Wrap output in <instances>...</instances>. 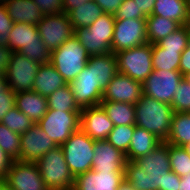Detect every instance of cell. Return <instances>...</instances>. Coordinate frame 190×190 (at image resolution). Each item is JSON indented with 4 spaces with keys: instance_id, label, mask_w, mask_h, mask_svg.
<instances>
[{
    "instance_id": "obj_1",
    "label": "cell",
    "mask_w": 190,
    "mask_h": 190,
    "mask_svg": "<svg viewBox=\"0 0 190 190\" xmlns=\"http://www.w3.org/2000/svg\"><path fill=\"white\" fill-rule=\"evenodd\" d=\"M170 171L169 144L162 142L149 154L127 161L124 180L134 190H164L165 177Z\"/></svg>"
},
{
    "instance_id": "obj_2",
    "label": "cell",
    "mask_w": 190,
    "mask_h": 190,
    "mask_svg": "<svg viewBox=\"0 0 190 190\" xmlns=\"http://www.w3.org/2000/svg\"><path fill=\"white\" fill-rule=\"evenodd\" d=\"M135 106V125L144 128L165 142L171 130L174 110L165 102L143 95Z\"/></svg>"
},
{
    "instance_id": "obj_3",
    "label": "cell",
    "mask_w": 190,
    "mask_h": 190,
    "mask_svg": "<svg viewBox=\"0 0 190 190\" xmlns=\"http://www.w3.org/2000/svg\"><path fill=\"white\" fill-rule=\"evenodd\" d=\"M7 46L39 64L50 63L51 51L44 45L36 25L13 23Z\"/></svg>"
},
{
    "instance_id": "obj_4",
    "label": "cell",
    "mask_w": 190,
    "mask_h": 190,
    "mask_svg": "<svg viewBox=\"0 0 190 190\" xmlns=\"http://www.w3.org/2000/svg\"><path fill=\"white\" fill-rule=\"evenodd\" d=\"M90 55L79 40L73 36L66 40L59 48L51 51L50 63L69 84L76 79L85 68Z\"/></svg>"
},
{
    "instance_id": "obj_5",
    "label": "cell",
    "mask_w": 190,
    "mask_h": 190,
    "mask_svg": "<svg viewBox=\"0 0 190 190\" xmlns=\"http://www.w3.org/2000/svg\"><path fill=\"white\" fill-rule=\"evenodd\" d=\"M115 16L104 13L87 28L74 29V36L90 56L111 53Z\"/></svg>"
},
{
    "instance_id": "obj_6",
    "label": "cell",
    "mask_w": 190,
    "mask_h": 190,
    "mask_svg": "<svg viewBox=\"0 0 190 190\" xmlns=\"http://www.w3.org/2000/svg\"><path fill=\"white\" fill-rule=\"evenodd\" d=\"M36 164L49 190H73L74 177L69 171L61 146L51 149Z\"/></svg>"
},
{
    "instance_id": "obj_7",
    "label": "cell",
    "mask_w": 190,
    "mask_h": 190,
    "mask_svg": "<svg viewBox=\"0 0 190 190\" xmlns=\"http://www.w3.org/2000/svg\"><path fill=\"white\" fill-rule=\"evenodd\" d=\"M94 143L95 140L79 129L72 133L69 139L61 145L65 161L74 178L91 170L94 157Z\"/></svg>"
},
{
    "instance_id": "obj_8",
    "label": "cell",
    "mask_w": 190,
    "mask_h": 190,
    "mask_svg": "<svg viewBox=\"0 0 190 190\" xmlns=\"http://www.w3.org/2000/svg\"><path fill=\"white\" fill-rule=\"evenodd\" d=\"M118 72L127 75L135 81L143 83L154 71L152 62V44L117 52Z\"/></svg>"
},
{
    "instance_id": "obj_9",
    "label": "cell",
    "mask_w": 190,
    "mask_h": 190,
    "mask_svg": "<svg viewBox=\"0 0 190 190\" xmlns=\"http://www.w3.org/2000/svg\"><path fill=\"white\" fill-rule=\"evenodd\" d=\"M80 115L81 111L48 109L37 124L57 146H61L80 129Z\"/></svg>"
},
{
    "instance_id": "obj_10",
    "label": "cell",
    "mask_w": 190,
    "mask_h": 190,
    "mask_svg": "<svg viewBox=\"0 0 190 190\" xmlns=\"http://www.w3.org/2000/svg\"><path fill=\"white\" fill-rule=\"evenodd\" d=\"M37 28L44 45L50 51L74 36V28L66 13L44 15Z\"/></svg>"
},
{
    "instance_id": "obj_11",
    "label": "cell",
    "mask_w": 190,
    "mask_h": 190,
    "mask_svg": "<svg viewBox=\"0 0 190 190\" xmlns=\"http://www.w3.org/2000/svg\"><path fill=\"white\" fill-rule=\"evenodd\" d=\"M146 43V19L115 20L111 45L114 54Z\"/></svg>"
},
{
    "instance_id": "obj_12",
    "label": "cell",
    "mask_w": 190,
    "mask_h": 190,
    "mask_svg": "<svg viewBox=\"0 0 190 190\" xmlns=\"http://www.w3.org/2000/svg\"><path fill=\"white\" fill-rule=\"evenodd\" d=\"M41 64L14 52L5 72L8 86L15 92L33 90V83Z\"/></svg>"
},
{
    "instance_id": "obj_13",
    "label": "cell",
    "mask_w": 190,
    "mask_h": 190,
    "mask_svg": "<svg viewBox=\"0 0 190 190\" xmlns=\"http://www.w3.org/2000/svg\"><path fill=\"white\" fill-rule=\"evenodd\" d=\"M182 79L180 71L154 70L142 83L143 95L171 105Z\"/></svg>"
},
{
    "instance_id": "obj_14",
    "label": "cell",
    "mask_w": 190,
    "mask_h": 190,
    "mask_svg": "<svg viewBox=\"0 0 190 190\" xmlns=\"http://www.w3.org/2000/svg\"><path fill=\"white\" fill-rule=\"evenodd\" d=\"M3 180L12 190H49L36 162L13 160Z\"/></svg>"
},
{
    "instance_id": "obj_15",
    "label": "cell",
    "mask_w": 190,
    "mask_h": 190,
    "mask_svg": "<svg viewBox=\"0 0 190 190\" xmlns=\"http://www.w3.org/2000/svg\"><path fill=\"white\" fill-rule=\"evenodd\" d=\"M69 86L81 109L100 105L103 92L99 82L95 80L94 68L88 62L76 79L69 83Z\"/></svg>"
},
{
    "instance_id": "obj_16",
    "label": "cell",
    "mask_w": 190,
    "mask_h": 190,
    "mask_svg": "<svg viewBox=\"0 0 190 190\" xmlns=\"http://www.w3.org/2000/svg\"><path fill=\"white\" fill-rule=\"evenodd\" d=\"M20 140V161L25 162H37L57 146L38 124L20 134Z\"/></svg>"
},
{
    "instance_id": "obj_17",
    "label": "cell",
    "mask_w": 190,
    "mask_h": 190,
    "mask_svg": "<svg viewBox=\"0 0 190 190\" xmlns=\"http://www.w3.org/2000/svg\"><path fill=\"white\" fill-rule=\"evenodd\" d=\"M142 94L141 82L118 72L104 90L102 101L124 102L135 105Z\"/></svg>"
},
{
    "instance_id": "obj_18",
    "label": "cell",
    "mask_w": 190,
    "mask_h": 190,
    "mask_svg": "<svg viewBox=\"0 0 190 190\" xmlns=\"http://www.w3.org/2000/svg\"><path fill=\"white\" fill-rule=\"evenodd\" d=\"M113 128V122L100 105L82 108L80 129L91 139L106 140Z\"/></svg>"
},
{
    "instance_id": "obj_19",
    "label": "cell",
    "mask_w": 190,
    "mask_h": 190,
    "mask_svg": "<svg viewBox=\"0 0 190 190\" xmlns=\"http://www.w3.org/2000/svg\"><path fill=\"white\" fill-rule=\"evenodd\" d=\"M124 172L89 170L74 178L73 190H118Z\"/></svg>"
},
{
    "instance_id": "obj_20",
    "label": "cell",
    "mask_w": 190,
    "mask_h": 190,
    "mask_svg": "<svg viewBox=\"0 0 190 190\" xmlns=\"http://www.w3.org/2000/svg\"><path fill=\"white\" fill-rule=\"evenodd\" d=\"M126 156L107 140H95L91 169L94 171L124 172Z\"/></svg>"
},
{
    "instance_id": "obj_21",
    "label": "cell",
    "mask_w": 190,
    "mask_h": 190,
    "mask_svg": "<svg viewBox=\"0 0 190 190\" xmlns=\"http://www.w3.org/2000/svg\"><path fill=\"white\" fill-rule=\"evenodd\" d=\"M15 107L37 124L48 110L47 97L34 90L17 92Z\"/></svg>"
},
{
    "instance_id": "obj_22",
    "label": "cell",
    "mask_w": 190,
    "mask_h": 190,
    "mask_svg": "<svg viewBox=\"0 0 190 190\" xmlns=\"http://www.w3.org/2000/svg\"><path fill=\"white\" fill-rule=\"evenodd\" d=\"M67 85L64 78L57 72V69L51 64H41L36 74L33 90L44 97H48L57 89Z\"/></svg>"
},
{
    "instance_id": "obj_23",
    "label": "cell",
    "mask_w": 190,
    "mask_h": 190,
    "mask_svg": "<svg viewBox=\"0 0 190 190\" xmlns=\"http://www.w3.org/2000/svg\"><path fill=\"white\" fill-rule=\"evenodd\" d=\"M5 7L14 23L37 26L44 16L33 0H8Z\"/></svg>"
},
{
    "instance_id": "obj_24",
    "label": "cell",
    "mask_w": 190,
    "mask_h": 190,
    "mask_svg": "<svg viewBox=\"0 0 190 190\" xmlns=\"http://www.w3.org/2000/svg\"><path fill=\"white\" fill-rule=\"evenodd\" d=\"M161 141L156 135L148 132L144 128L135 125L128 152L125 155L127 161H134L141 156L149 154L160 145Z\"/></svg>"
},
{
    "instance_id": "obj_25",
    "label": "cell",
    "mask_w": 190,
    "mask_h": 190,
    "mask_svg": "<svg viewBox=\"0 0 190 190\" xmlns=\"http://www.w3.org/2000/svg\"><path fill=\"white\" fill-rule=\"evenodd\" d=\"M88 63L94 68V76L96 82H99L102 92L107 85L118 73L116 55L111 52L107 54L94 55L89 57Z\"/></svg>"
},
{
    "instance_id": "obj_26",
    "label": "cell",
    "mask_w": 190,
    "mask_h": 190,
    "mask_svg": "<svg viewBox=\"0 0 190 190\" xmlns=\"http://www.w3.org/2000/svg\"><path fill=\"white\" fill-rule=\"evenodd\" d=\"M152 15L178 22L181 26L190 22L188 0H156Z\"/></svg>"
},
{
    "instance_id": "obj_27",
    "label": "cell",
    "mask_w": 190,
    "mask_h": 190,
    "mask_svg": "<svg viewBox=\"0 0 190 190\" xmlns=\"http://www.w3.org/2000/svg\"><path fill=\"white\" fill-rule=\"evenodd\" d=\"M180 27L181 25L174 20L162 16L149 15L146 18L147 41L148 43L156 44Z\"/></svg>"
},
{
    "instance_id": "obj_28",
    "label": "cell",
    "mask_w": 190,
    "mask_h": 190,
    "mask_svg": "<svg viewBox=\"0 0 190 190\" xmlns=\"http://www.w3.org/2000/svg\"><path fill=\"white\" fill-rule=\"evenodd\" d=\"M100 106L106 112L114 126L135 125V106L130 103L101 101Z\"/></svg>"
},
{
    "instance_id": "obj_29",
    "label": "cell",
    "mask_w": 190,
    "mask_h": 190,
    "mask_svg": "<svg viewBox=\"0 0 190 190\" xmlns=\"http://www.w3.org/2000/svg\"><path fill=\"white\" fill-rule=\"evenodd\" d=\"M104 11L94 0L72 9L68 15L74 29L87 28L96 21Z\"/></svg>"
},
{
    "instance_id": "obj_30",
    "label": "cell",
    "mask_w": 190,
    "mask_h": 190,
    "mask_svg": "<svg viewBox=\"0 0 190 190\" xmlns=\"http://www.w3.org/2000/svg\"><path fill=\"white\" fill-rule=\"evenodd\" d=\"M166 143L182 147L190 142V113L174 112Z\"/></svg>"
},
{
    "instance_id": "obj_31",
    "label": "cell",
    "mask_w": 190,
    "mask_h": 190,
    "mask_svg": "<svg viewBox=\"0 0 190 190\" xmlns=\"http://www.w3.org/2000/svg\"><path fill=\"white\" fill-rule=\"evenodd\" d=\"M182 52L177 50H163L157 44H152L153 69L179 71Z\"/></svg>"
},
{
    "instance_id": "obj_32",
    "label": "cell",
    "mask_w": 190,
    "mask_h": 190,
    "mask_svg": "<svg viewBox=\"0 0 190 190\" xmlns=\"http://www.w3.org/2000/svg\"><path fill=\"white\" fill-rule=\"evenodd\" d=\"M48 109L63 110L64 111H81L75 101L72 90L67 84L66 86L57 89L47 97Z\"/></svg>"
},
{
    "instance_id": "obj_33",
    "label": "cell",
    "mask_w": 190,
    "mask_h": 190,
    "mask_svg": "<svg viewBox=\"0 0 190 190\" xmlns=\"http://www.w3.org/2000/svg\"><path fill=\"white\" fill-rule=\"evenodd\" d=\"M170 169L181 178L190 174V155L183 147L169 144Z\"/></svg>"
},
{
    "instance_id": "obj_34",
    "label": "cell",
    "mask_w": 190,
    "mask_h": 190,
    "mask_svg": "<svg viewBox=\"0 0 190 190\" xmlns=\"http://www.w3.org/2000/svg\"><path fill=\"white\" fill-rule=\"evenodd\" d=\"M20 134L0 122V148L12 159L20 160Z\"/></svg>"
},
{
    "instance_id": "obj_35",
    "label": "cell",
    "mask_w": 190,
    "mask_h": 190,
    "mask_svg": "<svg viewBox=\"0 0 190 190\" xmlns=\"http://www.w3.org/2000/svg\"><path fill=\"white\" fill-rule=\"evenodd\" d=\"M134 130L135 125L114 126L106 140L126 155Z\"/></svg>"
},
{
    "instance_id": "obj_36",
    "label": "cell",
    "mask_w": 190,
    "mask_h": 190,
    "mask_svg": "<svg viewBox=\"0 0 190 190\" xmlns=\"http://www.w3.org/2000/svg\"><path fill=\"white\" fill-rule=\"evenodd\" d=\"M190 25H182L175 32L163 38L156 44L163 50L184 51L188 45Z\"/></svg>"
},
{
    "instance_id": "obj_37",
    "label": "cell",
    "mask_w": 190,
    "mask_h": 190,
    "mask_svg": "<svg viewBox=\"0 0 190 190\" xmlns=\"http://www.w3.org/2000/svg\"><path fill=\"white\" fill-rule=\"evenodd\" d=\"M1 123L18 134H23L34 125V122L16 107L5 114Z\"/></svg>"
},
{
    "instance_id": "obj_38",
    "label": "cell",
    "mask_w": 190,
    "mask_h": 190,
    "mask_svg": "<svg viewBox=\"0 0 190 190\" xmlns=\"http://www.w3.org/2000/svg\"><path fill=\"white\" fill-rule=\"evenodd\" d=\"M171 106L174 112L190 113V84L184 78L177 86Z\"/></svg>"
},
{
    "instance_id": "obj_39",
    "label": "cell",
    "mask_w": 190,
    "mask_h": 190,
    "mask_svg": "<svg viewBox=\"0 0 190 190\" xmlns=\"http://www.w3.org/2000/svg\"><path fill=\"white\" fill-rule=\"evenodd\" d=\"M114 16L115 20L147 18V16L138 9V6L134 3V0H123Z\"/></svg>"
},
{
    "instance_id": "obj_40",
    "label": "cell",
    "mask_w": 190,
    "mask_h": 190,
    "mask_svg": "<svg viewBox=\"0 0 190 190\" xmlns=\"http://www.w3.org/2000/svg\"><path fill=\"white\" fill-rule=\"evenodd\" d=\"M13 21L7 13L5 4H0V45H6L9 41V32L12 29Z\"/></svg>"
},
{
    "instance_id": "obj_41",
    "label": "cell",
    "mask_w": 190,
    "mask_h": 190,
    "mask_svg": "<svg viewBox=\"0 0 190 190\" xmlns=\"http://www.w3.org/2000/svg\"><path fill=\"white\" fill-rule=\"evenodd\" d=\"M43 15L63 13V0H33Z\"/></svg>"
},
{
    "instance_id": "obj_42",
    "label": "cell",
    "mask_w": 190,
    "mask_h": 190,
    "mask_svg": "<svg viewBox=\"0 0 190 190\" xmlns=\"http://www.w3.org/2000/svg\"><path fill=\"white\" fill-rule=\"evenodd\" d=\"M16 93L9 87L5 92L0 93V122L7 112L15 107Z\"/></svg>"
},
{
    "instance_id": "obj_43",
    "label": "cell",
    "mask_w": 190,
    "mask_h": 190,
    "mask_svg": "<svg viewBox=\"0 0 190 190\" xmlns=\"http://www.w3.org/2000/svg\"><path fill=\"white\" fill-rule=\"evenodd\" d=\"M14 51L6 45H0V76H5Z\"/></svg>"
},
{
    "instance_id": "obj_44",
    "label": "cell",
    "mask_w": 190,
    "mask_h": 190,
    "mask_svg": "<svg viewBox=\"0 0 190 190\" xmlns=\"http://www.w3.org/2000/svg\"><path fill=\"white\" fill-rule=\"evenodd\" d=\"M104 13L114 15L123 0H94Z\"/></svg>"
},
{
    "instance_id": "obj_45",
    "label": "cell",
    "mask_w": 190,
    "mask_h": 190,
    "mask_svg": "<svg viewBox=\"0 0 190 190\" xmlns=\"http://www.w3.org/2000/svg\"><path fill=\"white\" fill-rule=\"evenodd\" d=\"M179 71L183 76L190 72V29H189L188 45L185 48V50L181 53Z\"/></svg>"
},
{
    "instance_id": "obj_46",
    "label": "cell",
    "mask_w": 190,
    "mask_h": 190,
    "mask_svg": "<svg viewBox=\"0 0 190 190\" xmlns=\"http://www.w3.org/2000/svg\"><path fill=\"white\" fill-rule=\"evenodd\" d=\"M181 177L170 171L165 177L164 190H179Z\"/></svg>"
},
{
    "instance_id": "obj_47",
    "label": "cell",
    "mask_w": 190,
    "mask_h": 190,
    "mask_svg": "<svg viewBox=\"0 0 190 190\" xmlns=\"http://www.w3.org/2000/svg\"><path fill=\"white\" fill-rule=\"evenodd\" d=\"M13 160L0 148V179H4Z\"/></svg>"
},
{
    "instance_id": "obj_48",
    "label": "cell",
    "mask_w": 190,
    "mask_h": 190,
    "mask_svg": "<svg viewBox=\"0 0 190 190\" xmlns=\"http://www.w3.org/2000/svg\"><path fill=\"white\" fill-rule=\"evenodd\" d=\"M156 0H134V3L138 6L146 16L152 15L153 7Z\"/></svg>"
},
{
    "instance_id": "obj_49",
    "label": "cell",
    "mask_w": 190,
    "mask_h": 190,
    "mask_svg": "<svg viewBox=\"0 0 190 190\" xmlns=\"http://www.w3.org/2000/svg\"><path fill=\"white\" fill-rule=\"evenodd\" d=\"M91 0H63V13L68 14L72 9L81 6Z\"/></svg>"
},
{
    "instance_id": "obj_50",
    "label": "cell",
    "mask_w": 190,
    "mask_h": 190,
    "mask_svg": "<svg viewBox=\"0 0 190 190\" xmlns=\"http://www.w3.org/2000/svg\"><path fill=\"white\" fill-rule=\"evenodd\" d=\"M179 190H190V174L181 178Z\"/></svg>"
},
{
    "instance_id": "obj_51",
    "label": "cell",
    "mask_w": 190,
    "mask_h": 190,
    "mask_svg": "<svg viewBox=\"0 0 190 190\" xmlns=\"http://www.w3.org/2000/svg\"><path fill=\"white\" fill-rule=\"evenodd\" d=\"M9 88L5 76H0V93L5 92Z\"/></svg>"
},
{
    "instance_id": "obj_52",
    "label": "cell",
    "mask_w": 190,
    "mask_h": 190,
    "mask_svg": "<svg viewBox=\"0 0 190 190\" xmlns=\"http://www.w3.org/2000/svg\"><path fill=\"white\" fill-rule=\"evenodd\" d=\"M118 190H134L132 185L125 180L120 184Z\"/></svg>"
},
{
    "instance_id": "obj_53",
    "label": "cell",
    "mask_w": 190,
    "mask_h": 190,
    "mask_svg": "<svg viewBox=\"0 0 190 190\" xmlns=\"http://www.w3.org/2000/svg\"><path fill=\"white\" fill-rule=\"evenodd\" d=\"M0 190H12L7 183L3 180L0 179Z\"/></svg>"
},
{
    "instance_id": "obj_54",
    "label": "cell",
    "mask_w": 190,
    "mask_h": 190,
    "mask_svg": "<svg viewBox=\"0 0 190 190\" xmlns=\"http://www.w3.org/2000/svg\"><path fill=\"white\" fill-rule=\"evenodd\" d=\"M183 149H185L187 151V153L190 155V142L185 144L184 146H182Z\"/></svg>"
},
{
    "instance_id": "obj_55",
    "label": "cell",
    "mask_w": 190,
    "mask_h": 190,
    "mask_svg": "<svg viewBox=\"0 0 190 190\" xmlns=\"http://www.w3.org/2000/svg\"><path fill=\"white\" fill-rule=\"evenodd\" d=\"M183 78L190 84V72L185 74Z\"/></svg>"
},
{
    "instance_id": "obj_56",
    "label": "cell",
    "mask_w": 190,
    "mask_h": 190,
    "mask_svg": "<svg viewBox=\"0 0 190 190\" xmlns=\"http://www.w3.org/2000/svg\"><path fill=\"white\" fill-rule=\"evenodd\" d=\"M8 0H0V4H5Z\"/></svg>"
},
{
    "instance_id": "obj_57",
    "label": "cell",
    "mask_w": 190,
    "mask_h": 190,
    "mask_svg": "<svg viewBox=\"0 0 190 190\" xmlns=\"http://www.w3.org/2000/svg\"><path fill=\"white\" fill-rule=\"evenodd\" d=\"M188 5H189V17H190V0H188ZM190 25V22H189Z\"/></svg>"
}]
</instances>
